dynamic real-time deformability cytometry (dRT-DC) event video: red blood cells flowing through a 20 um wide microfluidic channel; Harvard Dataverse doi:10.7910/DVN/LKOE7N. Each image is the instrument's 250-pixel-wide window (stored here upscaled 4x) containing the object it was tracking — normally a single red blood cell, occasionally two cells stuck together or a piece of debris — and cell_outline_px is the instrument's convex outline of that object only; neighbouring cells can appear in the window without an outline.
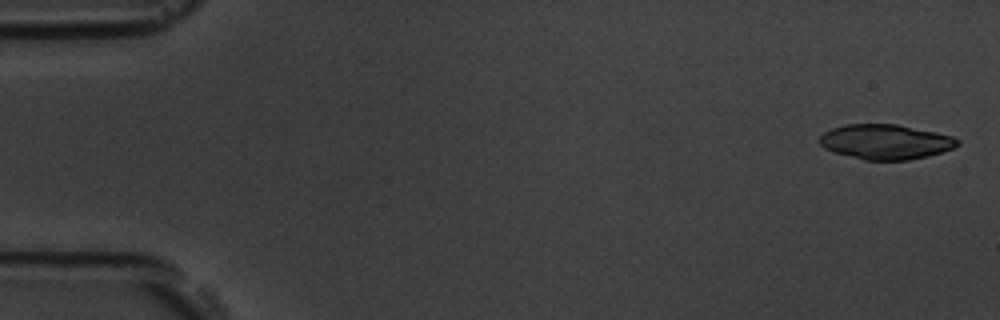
{"species": "common noctule bat (a hibernating species)", "species_latin": "Nyctalus noctula", "temperature_condition": "room temperature", "stored_images_in_passage": 53, "camera_frame_rate_fps": 3000, "um_per_image_px": 0.085, "animal": {"sex": "male", "body_mass_g": 19.5, "forearm_length_mm": 54.6}, "frame": {"image": 1, "passage_image": 2, "time_ms": 0.333, "image_size_px": [1000, 320], "cell_outline_px": [[960, 144], [952, 148], [928, 156], [908, 160], [864, 160], [836, 152], [824, 148], [820, 144], [820, 136], [824, 132], [832, 128], [844, 124], [896, 124], [936, 132], [952, 136], [960, 140]], "centroid_in_image_um": [75.28, 12.05], "position_along_channel_um": 9.7, "area_um2": 27.92}}
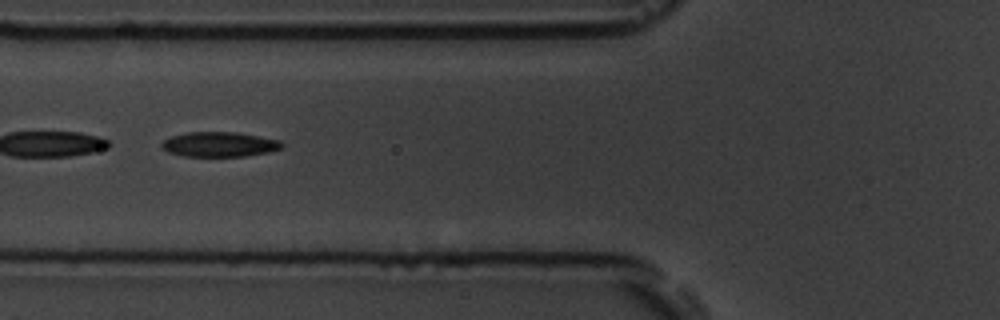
{"frame": {"image": 2, "passage_image": 21, "time_ms": 6.667, "image_size_px": [1000, 320], "cell_outline_px": [[284, 148], [268, 152], [244, 156], [184, 156], [168, 152], [160, 148], [160, 144], [164, 140], [172, 136], [188, 132], [236, 132], [280, 140], [284, 144]], "centroid_in_image_um": [18.65, 12.27], "position_along_channel_um": 107.2, "area_um2": 17.46}, "authors_computed_cell_mechanics": {"area_um2": 19.3052, "velocity_mm_per_s": 3.7968, "shape_relaxation_time_tau1_ms": 3.3631, "shape_relaxation_time_tau2_ms": 2.2464, "deformation_change_tau1": 0.1323, "deformation_change_tau2": 0.0827}}